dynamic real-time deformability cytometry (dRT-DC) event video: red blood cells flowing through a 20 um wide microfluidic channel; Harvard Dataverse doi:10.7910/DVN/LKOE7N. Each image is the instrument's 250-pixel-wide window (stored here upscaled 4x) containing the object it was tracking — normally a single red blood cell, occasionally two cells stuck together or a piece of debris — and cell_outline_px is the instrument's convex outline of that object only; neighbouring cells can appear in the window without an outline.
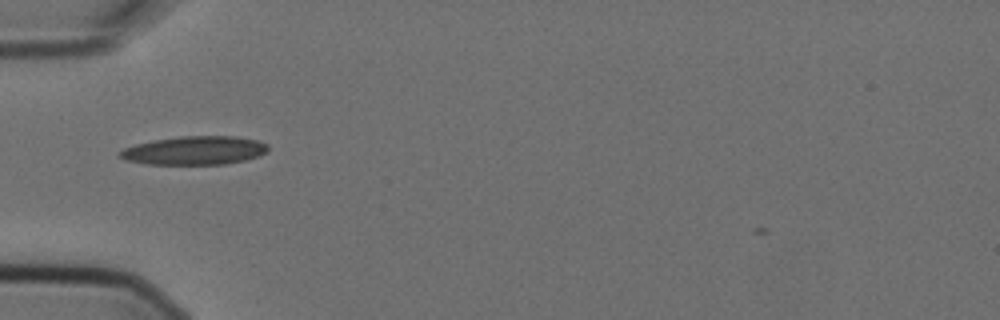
{"species": "Egyptian fruit bat (a non-hibernating species)", "species_latin": "Rousettus aegyptiacus", "temperature_condition": "cold", "stored_images_in_passage": 2, "camera_frame_rate_fps": 3000, "um_per_image_px": 0.085, "animal": {"sex": "female"}, "frame": {"image": 1, "passage_image": 1, "time_ms": 0.0, "image_size_px": [1000, 320], "cell_outline_px": [[268, 152], [260, 156], [244, 160], [224, 164], [144, 164], [124, 160], [120, 156], [120, 152], [124, 148], [136, 144], [156, 140], [180, 136], [236, 136], [256, 140], [268, 144]], "centroid_in_image_um": [16.57, 12.79], "position_along_channel_um": 68.4, "area_um2": 24.62}}
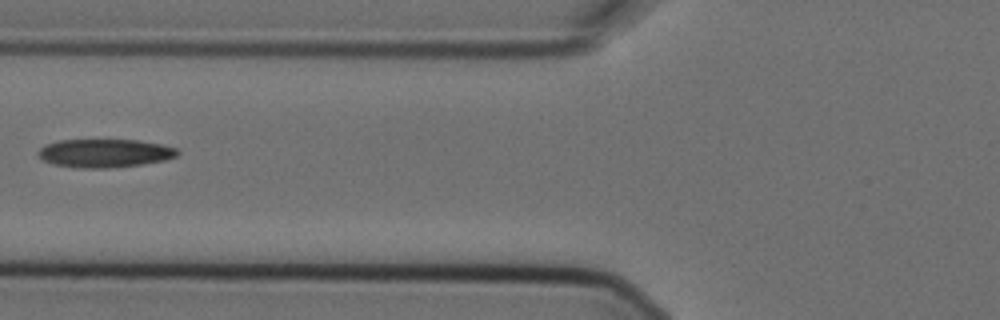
{"frame": {"image": 2, "passage_image": 2, "time_ms": 0.333, "image_size_px": [1000, 320], "cell_outline_px": [[180, 152], [176, 156], [164, 160], [140, 164], [108, 168], [76, 168], [56, 164], [44, 160], [36, 152], [44, 144], [60, 140], [140, 140], [160, 144], [176, 148]], "centroid_in_image_um": [8.89, 13.01], "position_along_channel_um": 116.9, "area_um2": 22.89}}